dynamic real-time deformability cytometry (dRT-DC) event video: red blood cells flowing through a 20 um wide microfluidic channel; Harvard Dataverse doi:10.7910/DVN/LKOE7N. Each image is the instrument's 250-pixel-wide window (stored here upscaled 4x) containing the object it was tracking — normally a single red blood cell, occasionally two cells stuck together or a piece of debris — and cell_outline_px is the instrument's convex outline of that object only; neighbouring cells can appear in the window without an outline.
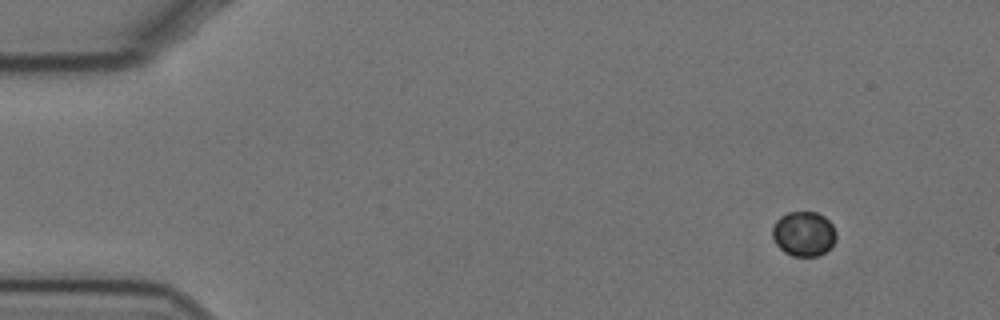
{"species": "Egyptian fruit bat (a non-hibernating species)", "species_latin": "Rousettus aegyptiacus", "temperature_condition": "cold", "stored_images_in_passage": 54, "camera_frame_rate_fps": 3000, "um_per_image_px": 0.085, "animal": {"sex": "female"}, "frame": {"image": 1, "passage_image": 1, "time_ms": 0.0, "image_size_px": [1000, 320], "cell_outline_px": [[836, 240], [824, 252], [816, 256], [792, 256], [784, 252], [776, 244], [772, 236], [772, 228], [776, 220], [780, 216], [788, 212], [816, 212], [824, 216], [832, 224], [836, 232]], "centroid_in_image_um": [68.3, 19.86], "position_along_channel_um": 16.7, "area_um2": 16.65}}
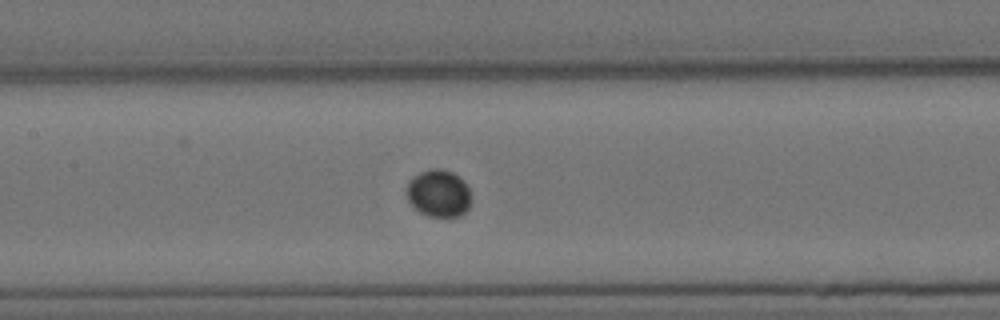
{"frame": {"image": 2, "passage_image": 23, "time_ms": 7.333, "image_size_px": [1000, 320], "cell_outline_px": [[472, 196], [468, 208], [460, 216], [428, 216], [420, 212], [408, 200], [404, 188], [408, 180], [412, 176], [420, 172], [432, 168], [440, 168], [452, 172], [468, 188]], "centroid_in_image_um": [37.23, 16.42], "position_along_channel_um": 170.2, "area_um2": 17.8}}
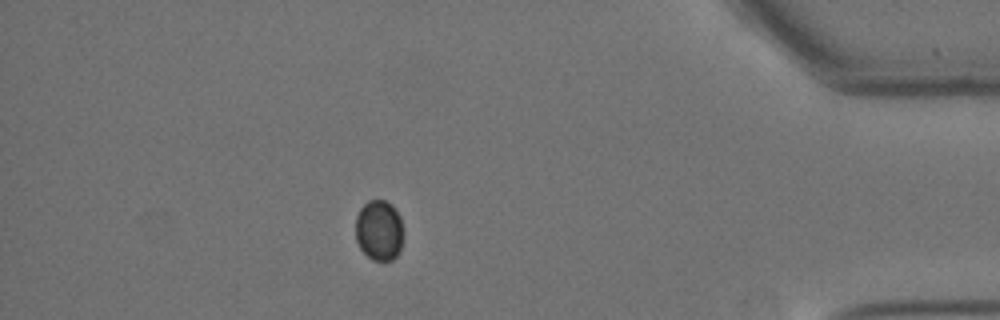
{"frame": {"image": 3, "passage_image": 47, "time_ms": 15.333, "image_size_px": [1000, 320], "cell_outline_px": [[404, 232], [400, 252], [392, 260], [372, 260], [360, 248], [356, 240], [356, 216], [360, 208], [368, 200], [384, 200], [392, 204], [400, 216]], "centroid_in_image_um": [32.24, 19.57], "position_along_channel_um": 403.0, "area_um2": 17.11}}